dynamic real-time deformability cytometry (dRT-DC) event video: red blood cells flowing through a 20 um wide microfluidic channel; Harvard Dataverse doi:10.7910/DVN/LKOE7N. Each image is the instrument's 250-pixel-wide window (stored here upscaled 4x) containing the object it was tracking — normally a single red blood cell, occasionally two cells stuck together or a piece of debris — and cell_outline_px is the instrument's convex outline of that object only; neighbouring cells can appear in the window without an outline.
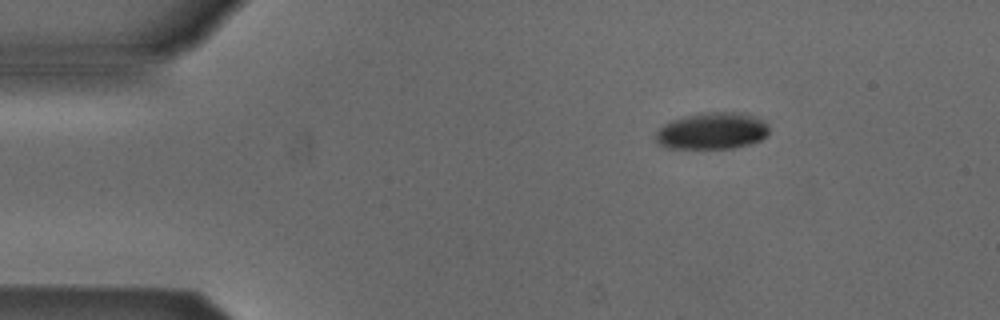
{"species": "Egyptian fruit bat (a non-hibernating species)", "species_latin": "Rousettus aegyptiacus", "temperature_condition": "cold", "stored_images_in_passage": 3, "camera_frame_rate_fps": 3000, "um_per_image_px": 0.085, "animal": {"sex": "male"}, "frame": {"image": 1, "passage_image": 1, "time_ms": 0.0, "image_size_px": [1000, 320], "cell_outline_px": [[768, 136], [752, 144], [732, 148], [668, 148], [660, 144], [656, 140], [656, 132], [664, 124], [672, 120], [688, 116], [712, 112], [740, 112], [752, 116], [760, 120], [768, 128]], "centroid_in_image_um": [60.53, 11.15], "position_along_channel_um": 24.5, "area_um2": 23.87}}